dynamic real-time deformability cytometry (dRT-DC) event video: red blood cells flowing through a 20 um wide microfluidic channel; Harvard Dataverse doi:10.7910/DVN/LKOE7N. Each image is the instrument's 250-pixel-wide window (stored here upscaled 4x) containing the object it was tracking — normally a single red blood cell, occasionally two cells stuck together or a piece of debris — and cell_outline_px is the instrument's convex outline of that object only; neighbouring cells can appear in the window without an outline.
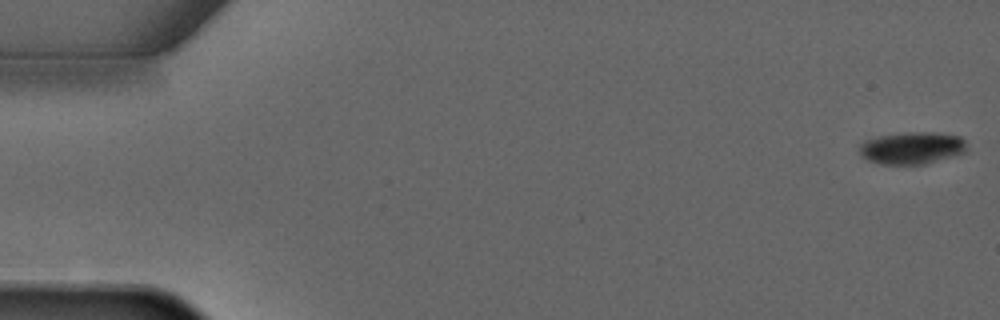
{"species": "common noctule bat (a hibernating species)", "species_latin": "Nyctalus noctula", "temperature_condition": "warm", "stored_images_in_passage": 4, "camera_frame_rate_fps": 3000, "um_per_image_px": 0.085, "animal": {"sex": "male", "forearm_length_mm": 52.5}, "frame": {"image": 1, "passage_image": 1, "time_ms": 0.0, "image_size_px": [1000, 320], "cell_outline_px": [[968, 148], [964, 152], [924, 164], [880, 164], [868, 160], [860, 156], [860, 144], [864, 140], [880, 136], [908, 132], [928, 132], [960, 136], [964, 140]], "centroid_in_image_um": [77.49, 12.58], "position_along_channel_um": 7.5, "area_um2": 19.94}}
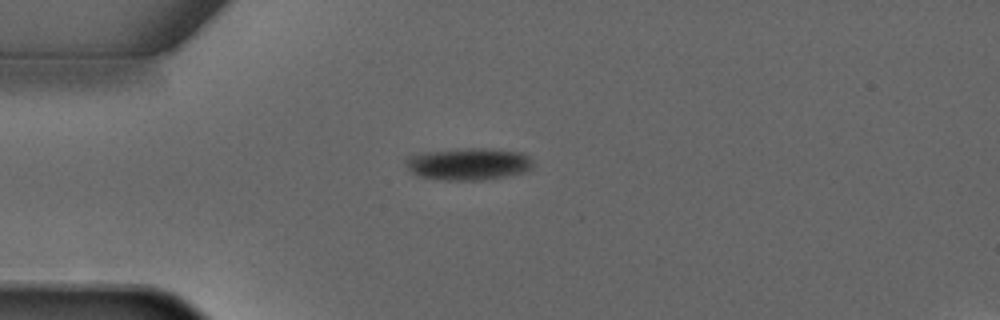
{"frame": {"image": 2, "passage_image": 4, "time_ms": 3.667, "image_size_px": [1000, 320], "cell_outline_px": [[536, 164], [532, 168], [524, 172], [504, 176], [480, 180], [444, 180], [416, 176], [404, 164], [404, 160], [408, 156], [420, 152], [468, 148], [488, 148], [520, 152], [528, 156]], "centroid_in_image_um": [39.79, 13.93], "position_along_channel_um": 45.2, "area_um2": 24.04}}